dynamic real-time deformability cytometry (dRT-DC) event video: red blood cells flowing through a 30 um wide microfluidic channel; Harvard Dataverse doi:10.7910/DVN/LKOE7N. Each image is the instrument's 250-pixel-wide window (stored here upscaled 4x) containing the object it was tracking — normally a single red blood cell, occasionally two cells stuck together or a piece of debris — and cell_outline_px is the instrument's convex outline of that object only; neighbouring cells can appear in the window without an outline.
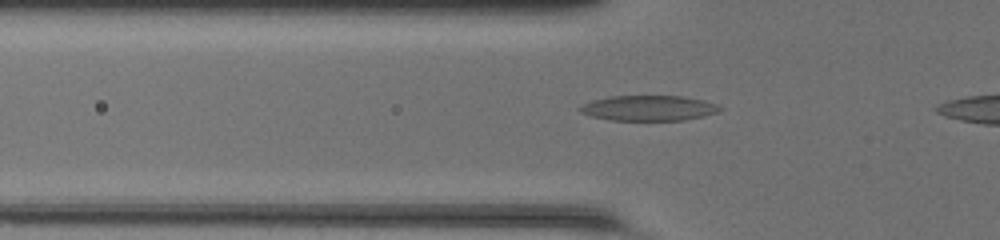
{"species": "common noctule bat (a hibernating species)", "species_latin": "Nyctalus noctula", "temperature_condition": "room temperature", "stored_images_in_passage": 31, "camera_frame_rate_fps": 3000, "um_per_image_px": 0.085, "animal": {"sex": "female", "body_mass_g": 20.0, "forearm_length_mm": 54.0}, "frame": {"image": 1, "passage_image": 8, "time_ms": 2.333, "image_size_px": [1000, 240], "cell_outline_px": [[724, 108], [720, 112], [704, 116], [684, 120], [612, 120], [592, 116], [580, 112], [576, 108], [592, 100], [608, 96], [684, 96], [704, 100], [716, 104]], "centroid_in_image_um": [55.17, 9.18], "position_along_channel_um": 70.6, "area_um2": 20.75}}
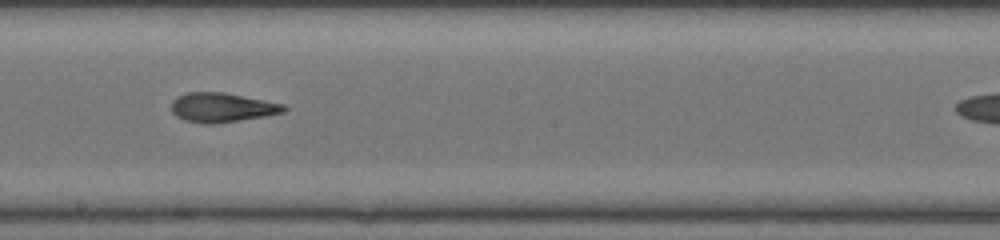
{"frame": {"image": 2, "passage_image": 19, "time_ms": 6.0, "image_size_px": [1000, 240], "cell_outline_px": [[288, 108], [284, 112], [268, 116], [216, 124], [204, 124], [184, 120], [176, 116], [172, 112], [172, 100], [176, 96], [188, 92], [224, 92], [284, 104]], "centroid_in_image_um": [18.87, 9.14], "position_along_channel_um": 229.3, "area_um2": 19.48}}
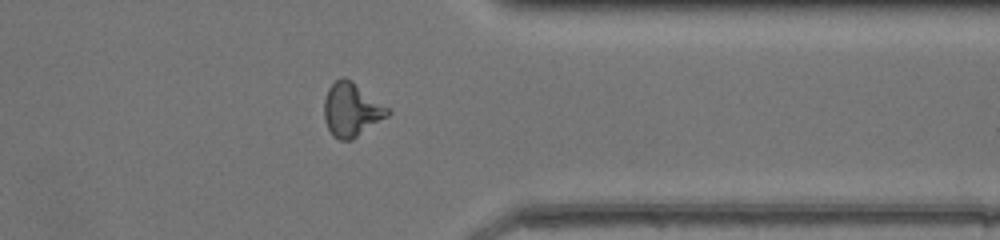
{"frame": {"image": 3, "passage_image": 30, "time_ms": 9.667, "image_size_px": [1000, 240], "cell_outline_px": [[392, 112], [388, 116], [352, 140], [340, 140], [332, 136], [324, 120], [324, 100], [328, 88], [340, 76], [344, 76], [352, 80], [388, 108]], "centroid_in_image_um": [29.86, 9.32], "position_along_channel_um": 381.5, "area_um2": 19.94}}